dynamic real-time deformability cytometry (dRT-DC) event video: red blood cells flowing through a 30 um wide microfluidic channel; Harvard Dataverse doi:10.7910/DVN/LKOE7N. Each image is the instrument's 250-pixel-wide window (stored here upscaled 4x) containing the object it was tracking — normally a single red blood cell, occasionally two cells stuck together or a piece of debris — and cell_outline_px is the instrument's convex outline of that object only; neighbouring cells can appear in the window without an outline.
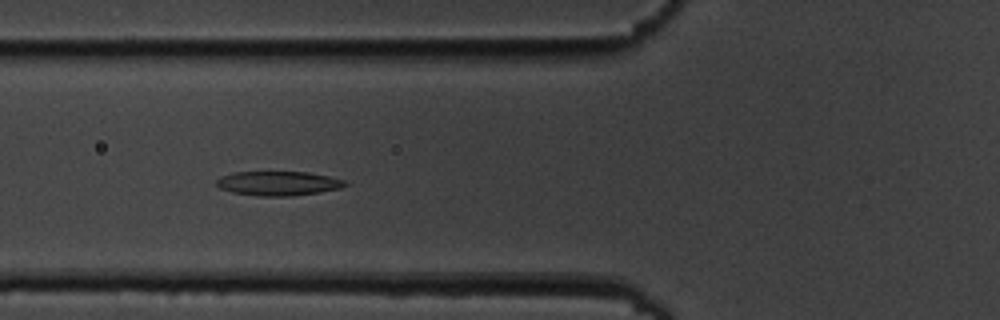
{"species": "common noctule bat (a hibernating species)", "species_latin": "Nyctalus noctula", "temperature_condition": "cold", "stored_images_in_passage": 7, "camera_frame_rate_fps": 3000, "um_per_image_px": 0.085, "animal": {"sex": "male", "body_mass_g": 19.5, "forearm_length_mm": 54.6}, "frame": {"image": 1, "passage_image": 6, "time_ms": 6.667, "image_size_px": [1000, 320], "cell_outline_px": [[348, 184], [340, 188], [320, 192], [292, 196], [260, 196], [232, 192], [220, 188], [216, 184], [216, 180], [220, 176], [232, 172], [308, 172], [328, 176], [344, 180]], "centroid_in_image_um": [23.63, 15.58], "position_along_channel_um": 102.2, "area_um2": 18.21}}
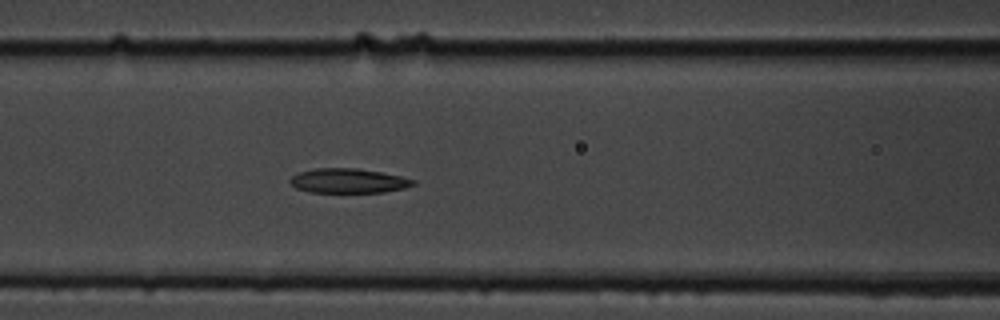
{"frame": {"image": 2, "passage_image": 7, "time_ms": 7.667, "image_size_px": [1000, 320], "cell_outline_px": [[416, 184], [404, 188], [384, 192], [308, 192], [296, 188], [288, 180], [296, 172], [312, 168], [356, 168], [380, 172], [400, 176], [416, 180]], "centroid_in_image_um": [29.57, 15.36], "position_along_channel_um": 137.0, "area_um2": 17.69}}